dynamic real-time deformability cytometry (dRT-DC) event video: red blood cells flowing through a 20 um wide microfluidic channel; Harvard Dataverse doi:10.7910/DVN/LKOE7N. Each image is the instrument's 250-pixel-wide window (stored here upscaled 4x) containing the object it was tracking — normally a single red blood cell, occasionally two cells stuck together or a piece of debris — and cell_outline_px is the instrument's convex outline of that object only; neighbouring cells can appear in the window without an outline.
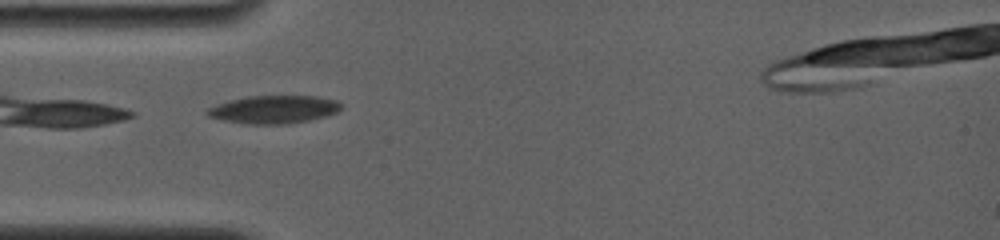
{"species": "common noctule bat (a hibernating species)", "species_latin": "Nyctalus noctula", "temperature_condition": "room temperature", "stored_images_in_passage": 42, "camera_frame_rate_fps": 4000, "um_per_image_px": 0.085, "animal": {"sex": "female", "body_mass_g": 19.0, "forearm_length_mm": 56.7}, "frame": {"image": 1, "passage_image": 2, "time_ms": 0.25, "image_size_px": [1000, 240], "cell_outline_px": [[340, 108], [336, 112], [324, 116], [308, 120], [288, 124], [248, 124], [224, 120], [208, 116], [204, 112], [208, 108], [216, 104], [248, 96], [316, 96], [336, 100], [340, 104]], "centroid_in_image_um": [23.24, 9.3], "position_along_channel_um": 61.8, "area_um2": 21.56}}
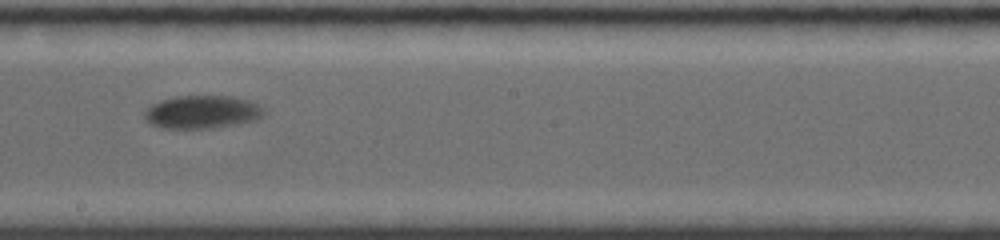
{"frame": {"image": 2, "passage_image": 25, "time_ms": 5.0, "image_size_px": [1000, 240], "cell_outline_px": [[264, 112], [256, 120], [236, 124], [212, 128], [160, 128], [148, 124], [144, 120], [144, 112], [152, 104], [160, 100], [176, 96], [232, 96], [248, 100], [264, 108]], "centroid_in_image_um": [17.12, 9.52], "position_along_channel_um": 231.1, "area_um2": 23.06}}
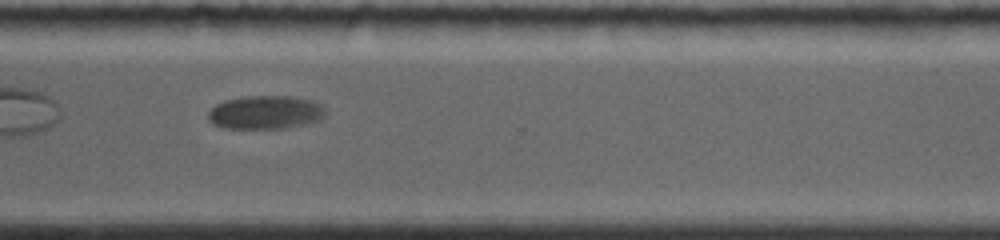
{"frame": {"image": 3, "passage_image": 41, "time_ms": 8.25, "image_size_px": [1000, 240], "cell_outline_px": [[324, 116], [320, 120], [304, 124], [284, 128], [224, 128], [212, 124], [208, 120], [208, 112], [216, 104], [224, 100], [248, 96], [288, 96], [312, 100], [320, 104], [324, 108]], "centroid_in_image_um": [22.53, 9.55], "position_along_channel_um": 348.1, "area_um2": 22.83}}